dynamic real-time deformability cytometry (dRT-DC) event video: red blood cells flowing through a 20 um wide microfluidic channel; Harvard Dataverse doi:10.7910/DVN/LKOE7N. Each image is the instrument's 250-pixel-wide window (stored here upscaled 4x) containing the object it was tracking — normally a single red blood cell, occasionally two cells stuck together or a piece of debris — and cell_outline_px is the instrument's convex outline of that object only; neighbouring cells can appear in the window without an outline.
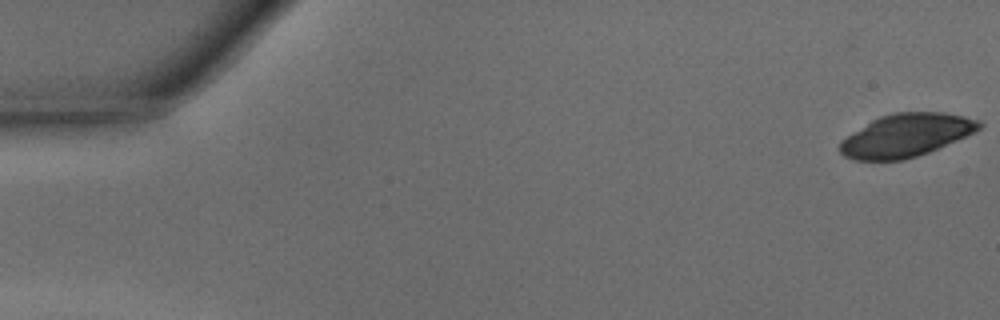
{"species": "common noctule bat (a hibernating species)", "species_latin": "Nyctalus noctula", "temperature_condition": "warm", "stored_images_in_passage": 47, "camera_frame_rate_fps": 3000, "um_per_image_px": 0.085, "animal": {"sex": "male", "body_mass_g": 15.6}, "frame": {"image": 1, "passage_image": 1, "time_ms": 0.0, "image_size_px": [1000, 320], "cell_outline_px": [[984, 124], [980, 128], [956, 140], [928, 152], [916, 156], [900, 160], [856, 160], [844, 156], [840, 152], [840, 140], [852, 132], [872, 120], [880, 116], [892, 112], [944, 112], [964, 116], [980, 120]], "centroid_in_image_um": [76.99, 11.49], "position_along_channel_um": 8.0, "area_um2": 34.62}}